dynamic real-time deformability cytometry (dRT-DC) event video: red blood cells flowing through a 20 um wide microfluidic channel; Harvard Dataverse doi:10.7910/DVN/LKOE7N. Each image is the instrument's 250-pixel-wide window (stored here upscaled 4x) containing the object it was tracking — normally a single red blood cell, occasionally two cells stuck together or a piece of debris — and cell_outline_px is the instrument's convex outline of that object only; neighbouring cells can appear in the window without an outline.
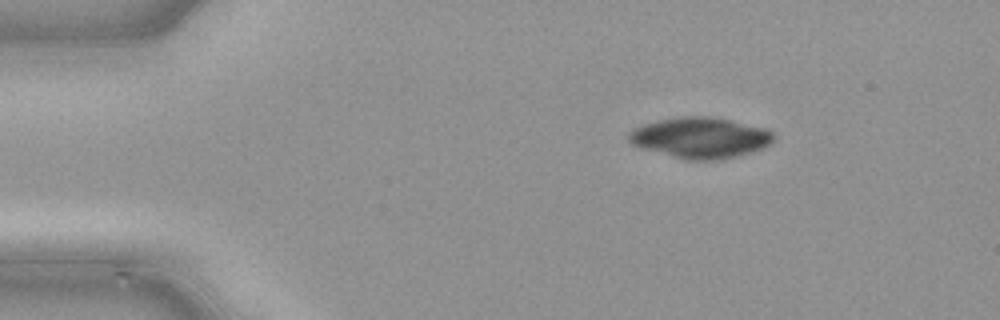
{"species": "common noctule bat (a hibernating species)", "species_latin": "Nyctalus noctula", "temperature_condition": "cold", "stored_images_in_passage": 41, "camera_frame_rate_fps": 3000, "um_per_image_px": 0.085, "animal": {"sex": "male", "body_mass_g": 21.5, "forearm_length_mm": 52.0}, "frame": {"image": 1, "passage_image": 1, "time_ms": 0.0, "image_size_px": [1000, 320], "cell_outline_px": [[776, 136], [772, 144], [736, 156], [712, 160], [688, 160], [640, 148], [632, 144], [624, 136], [628, 132], [644, 124], [656, 120], [676, 116], [712, 116], [768, 128]], "centroid_in_image_um": [59.51, 11.68], "position_along_channel_um": 25.5, "area_um2": 34.68}}